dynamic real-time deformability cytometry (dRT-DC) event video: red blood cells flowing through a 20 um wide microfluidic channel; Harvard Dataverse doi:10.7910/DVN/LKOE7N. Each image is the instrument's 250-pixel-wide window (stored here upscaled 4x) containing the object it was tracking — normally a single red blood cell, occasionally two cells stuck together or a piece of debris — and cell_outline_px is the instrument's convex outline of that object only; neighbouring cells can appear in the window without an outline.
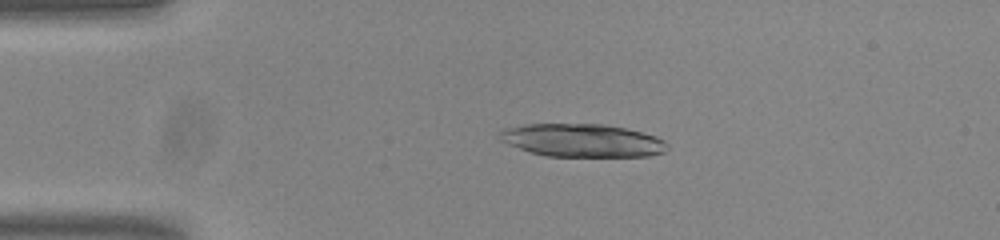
{"species": "common noctule bat (a hibernating species)", "species_latin": "Nyctalus noctula", "temperature_condition": "room temperature", "stored_images_in_passage": 52, "camera_frame_rate_fps": 3000, "um_per_image_px": 0.085, "animal": {"sex": "male", "body_mass_g": 20.0, "forearm_length_mm": 53.3}, "frame": {"image": 1, "passage_image": 11, "time_ms": 3.333, "image_size_px": [1000, 240], "cell_outline_px": [[668, 148], [664, 152], [648, 156], [544, 156], [508, 144], [500, 140], [496, 136], [504, 128], [524, 124], [604, 124], [624, 128], [656, 136], [664, 140], [668, 144]], "centroid_in_image_um": [49.47, 11.93], "position_along_channel_um": 35.5, "area_um2": 32.25}}
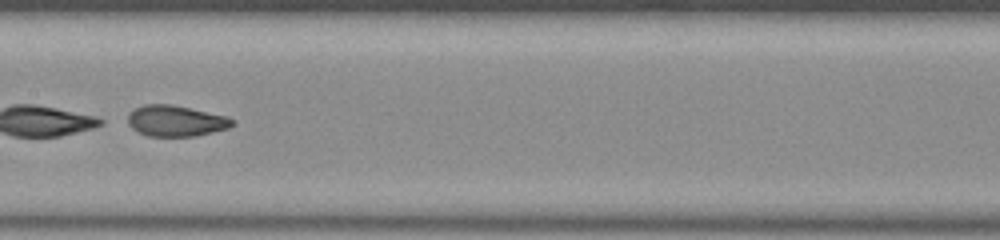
{"frame": {"image": 2, "passage_image": 27, "time_ms": 8.667, "image_size_px": [1000, 240], "cell_outline_px": [[232, 124], [228, 128], [196, 136], [148, 136], [132, 128], [128, 124], [128, 116], [136, 108], [144, 104], [172, 104], [224, 116], [232, 120]], "centroid_in_image_um": [14.9, 10.28], "position_along_channel_um": 192.5, "area_um2": 18.44}}
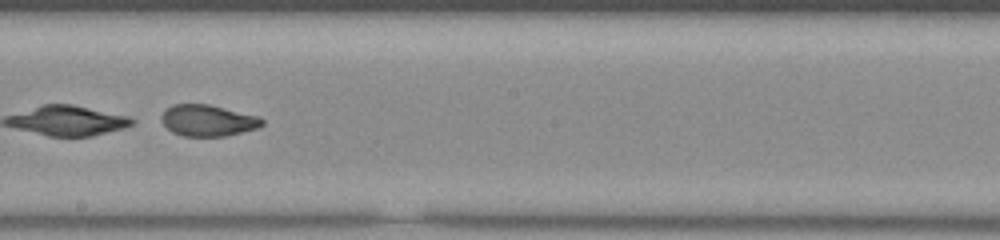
{"frame": {"image": 3, "passage_image": 30, "time_ms": 9.667, "image_size_px": [1000, 240], "cell_outline_px": [[264, 124], [256, 128], [224, 136], [184, 136], [172, 132], [160, 120], [160, 116], [172, 104], [208, 104], [260, 116], [264, 120]], "centroid_in_image_um": [17.67, 10.23], "position_along_channel_um": 230.5, "area_um2": 18.32}}